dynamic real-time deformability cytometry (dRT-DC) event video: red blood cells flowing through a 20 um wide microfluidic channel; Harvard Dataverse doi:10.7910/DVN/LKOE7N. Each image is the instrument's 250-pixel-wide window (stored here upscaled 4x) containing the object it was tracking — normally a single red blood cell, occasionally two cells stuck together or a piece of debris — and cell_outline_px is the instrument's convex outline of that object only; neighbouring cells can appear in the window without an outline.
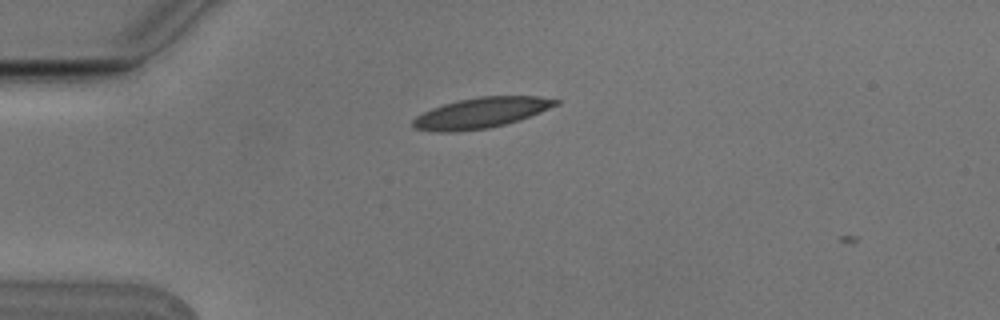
{"species": "Egyptian fruit bat (a non-hibernating species)", "species_latin": "Rousettus aegyptiacus", "temperature_condition": "cold", "stored_images_in_passage": 2, "camera_frame_rate_fps": 3000, "um_per_image_px": 0.085, "animal": {"sex": "male"}, "frame": {"image": 1, "passage_image": 1, "time_ms": 0.0, "image_size_px": [1000, 320], "cell_outline_px": [[560, 104], [520, 120], [488, 128], [452, 132], [432, 132], [416, 128], [412, 124], [412, 120], [416, 116], [432, 108], [456, 100], [480, 96], [540, 96], [560, 100]], "centroid_in_image_um": [40.9, 9.59], "position_along_channel_um": 44.1, "area_um2": 25.43}}